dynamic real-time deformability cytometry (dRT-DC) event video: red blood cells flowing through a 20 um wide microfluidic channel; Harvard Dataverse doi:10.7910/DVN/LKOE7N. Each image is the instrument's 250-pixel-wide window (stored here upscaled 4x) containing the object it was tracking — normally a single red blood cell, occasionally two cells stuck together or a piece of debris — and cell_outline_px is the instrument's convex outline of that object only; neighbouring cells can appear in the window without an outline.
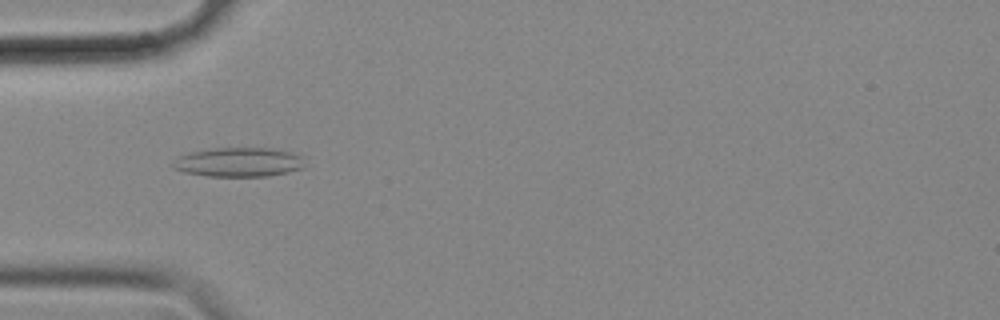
{"species": "common noctule bat (a hibernating species)", "species_latin": "Nyctalus noctula", "temperature_condition": "cold", "stored_images_in_passage": 56, "camera_frame_rate_fps": 3000, "um_per_image_px": 0.085, "animal": {"sex": "female", "body_mass_g": 18.4}, "frame": {"image": 1, "passage_image": 17, "time_ms": 5.333, "image_size_px": [1000, 320], "cell_outline_px": [[304, 168], [288, 172], [268, 176], [208, 176], [184, 172], [172, 168], [172, 160], [180, 156], [192, 152], [212, 148], [272, 148], [296, 152], [300, 156]], "centroid_in_image_um": [20.29, 13.78], "position_along_channel_um": 64.7, "area_um2": 22.54}}
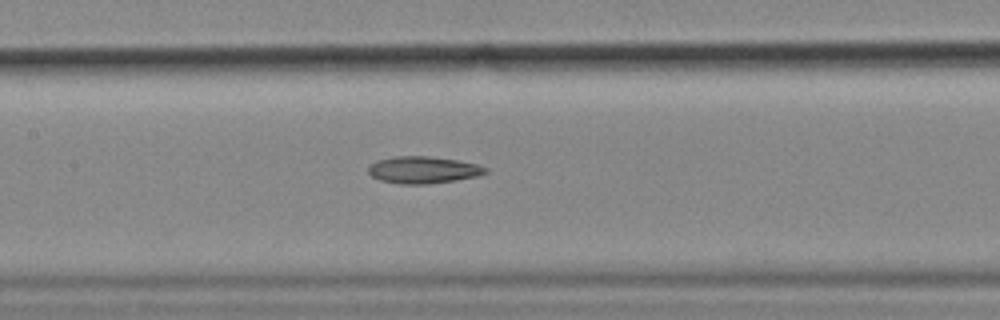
{"frame": {"image": 2, "passage_image": 26, "time_ms": 8.333, "image_size_px": [1000, 320], "cell_outline_px": [[488, 172], [480, 176], [456, 180], [428, 184], [400, 184], [380, 180], [372, 176], [368, 172], [368, 168], [376, 160], [396, 156], [428, 156], [456, 160], [476, 164], [488, 168]], "centroid_in_image_um": [35.99, 14.44], "position_along_channel_um": 171.4, "area_um2": 18.44}}
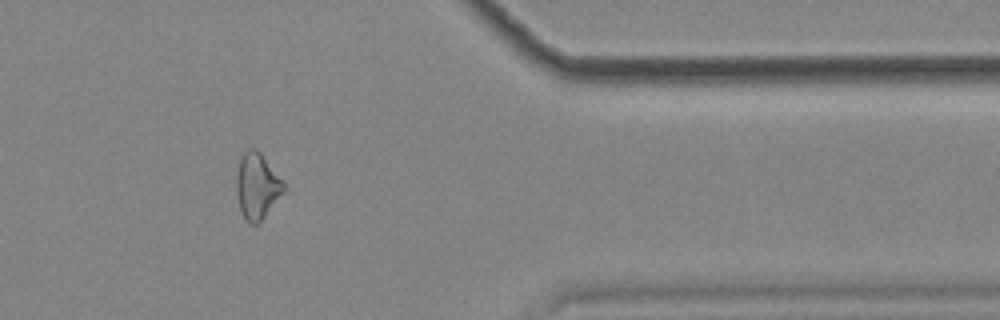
{"frame": {"image": 3, "passage_image": 46, "time_ms": 15.0, "image_size_px": [1000, 320], "cell_outline_px": [[284, 192], [264, 216], [256, 224], [248, 224], [240, 208], [236, 192], [236, 172], [240, 160], [244, 152], [248, 148], [256, 148], [260, 152], [284, 184]], "centroid_in_image_um": [21.82, 15.8], "position_along_channel_um": 389.6, "area_um2": 17.74}}